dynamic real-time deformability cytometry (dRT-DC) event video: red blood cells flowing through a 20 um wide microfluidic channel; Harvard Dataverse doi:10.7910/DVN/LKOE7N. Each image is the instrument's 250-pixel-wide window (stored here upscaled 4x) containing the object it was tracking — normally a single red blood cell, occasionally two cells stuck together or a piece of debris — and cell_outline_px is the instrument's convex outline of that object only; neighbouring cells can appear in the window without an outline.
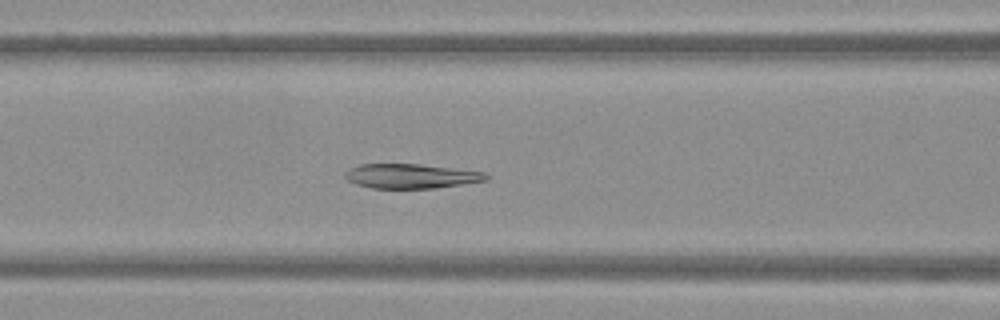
{"species": "Egyptian fruit bat (a non-hibernating species)", "species_latin": "Rousettus aegyptiacus", "temperature_condition": "warm", "stored_images_in_passage": 50, "camera_frame_rate_fps": 3000, "um_per_image_px": 0.085, "frame": {"image": 1, "passage_image": 21, "time_ms": 6.667, "image_size_px": [1000, 320], "cell_outline_px": [[492, 176], [488, 180], [432, 188], [372, 188], [356, 184], [348, 180], [344, 176], [344, 172], [348, 168], [360, 164], [420, 164], [484, 172]], "centroid_in_image_um": [34.91, 14.96], "position_along_channel_um": 131.7, "area_um2": 20.11}}
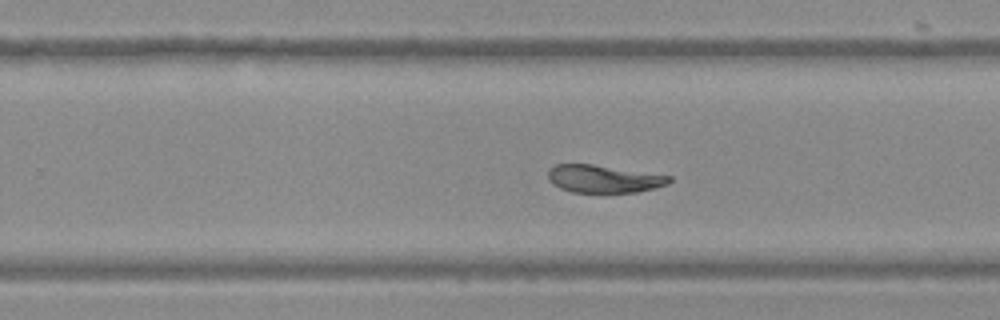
{"frame": {"image": 2, "passage_image": 32, "time_ms": 10.333, "image_size_px": [1000, 320], "cell_outline_px": [[672, 180], [668, 184], [636, 192], [572, 192], [560, 188], [552, 184], [548, 180], [548, 168], [552, 164], [592, 164], [672, 176]], "centroid_in_image_um": [51.26, 15.19], "position_along_channel_um": 278.5, "area_um2": 19.54}}
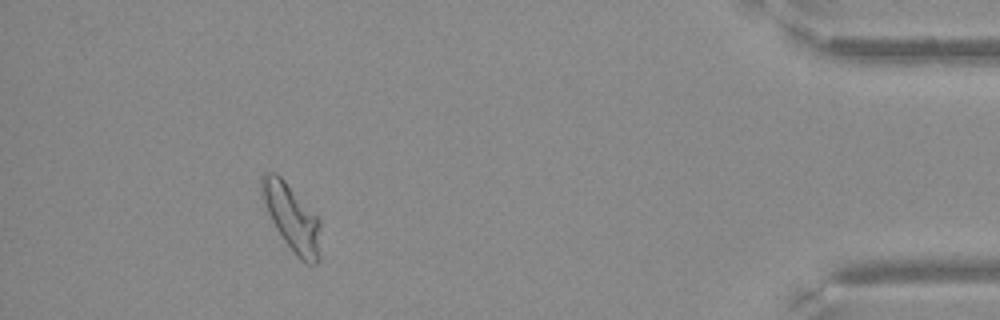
{"frame": {"image": 3, "passage_image": 46, "time_ms": 15.0, "image_size_px": [1000, 320], "cell_outline_px": [[320, 260], [316, 264], [308, 264], [300, 260], [296, 256], [284, 240], [276, 228], [268, 212], [260, 192], [260, 176], [264, 172], [276, 172], [284, 180], [320, 220]], "centroid_in_image_um": [24.8, 18.51], "position_along_channel_um": 410.4, "area_um2": 22.72}}